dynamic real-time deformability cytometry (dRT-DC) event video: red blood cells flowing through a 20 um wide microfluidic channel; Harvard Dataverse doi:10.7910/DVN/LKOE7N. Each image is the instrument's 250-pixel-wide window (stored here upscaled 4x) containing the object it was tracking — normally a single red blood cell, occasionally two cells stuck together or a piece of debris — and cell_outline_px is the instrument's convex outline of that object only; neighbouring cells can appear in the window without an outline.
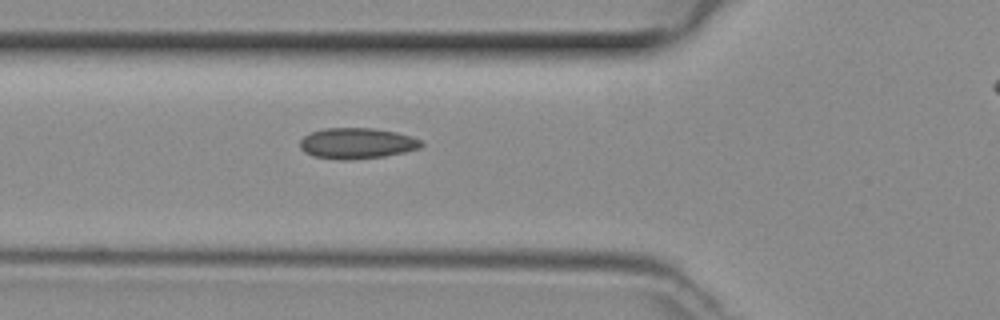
{"species": "common noctule bat (a hibernating species)", "species_latin": "Nyctalus noctula", "temperature_condition": "room temperature", "stored_images_in_passage": 15, "segment_of_instrument_passage": [1, 2], "camera_frame_rate_fps": 3000, "um_per_image_px": 0.085, "animal": {"sex": "female", "body_mass_g": 29.2, "forearm_length_mm": 56.3}, "frame": {"image": 1, "passage_image": 11, "time_ms": 3.333, "image_size_px": [1000, 320], "cell_outline_px": [[424, 144], [420, 148], [404, 152], [384, 156], [352, 160], [340, 160], [312, 156], [304, 152], [300, 148], [300, 140], [304, 136], [312, 132], [324, 128], [372, 128], [396, 132], [412, 136], [420, 140]], "centroid_in_image_um": [30.33, 12.19], "position_along_channel_um": 95.5, "area_um2": 21.91}}